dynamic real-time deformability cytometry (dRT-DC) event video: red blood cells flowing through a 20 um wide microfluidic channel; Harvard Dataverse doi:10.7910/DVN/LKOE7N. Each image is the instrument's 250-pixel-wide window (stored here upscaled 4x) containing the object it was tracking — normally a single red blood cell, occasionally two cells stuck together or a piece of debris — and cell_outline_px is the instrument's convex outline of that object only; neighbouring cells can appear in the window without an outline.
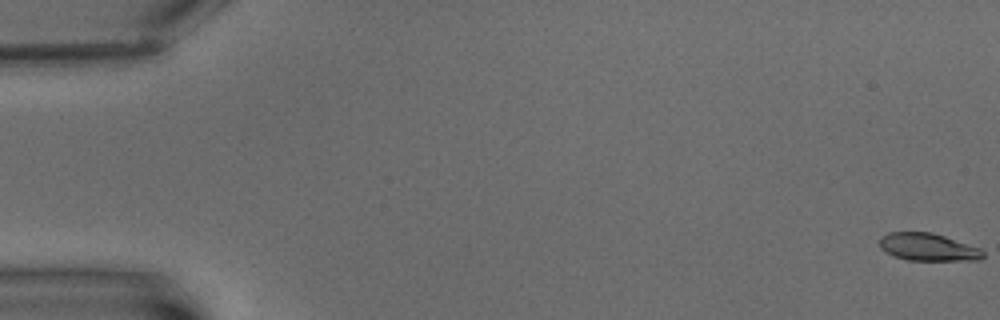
{"species": "common noctule bat (a hibernating species)", "species_latin": "Nyctalus noctula", "temperature_condition": "warm", "stored_images_in_passage": 8, "camera_frame_rate_fps": 3000, "um_per_image_px": 0.085, "animal": {"sex": "male", "body_mass_g": 15.6}, "frame": {"image": 1, "passage_image": 1, "time_ms": 0.0, "image_size_px": [1000, 320], "cell_outline_px": [[984, 256], [980, 260], [908, 260], [884, 252], [880, 248], [880, 236], [888, 232], [932, 232], [980, 248], [984, 252]], "centroid_in_image_um": [78.86, 21.0], "position_along_channel_um": 6.1, "area_um2": 16.59}}
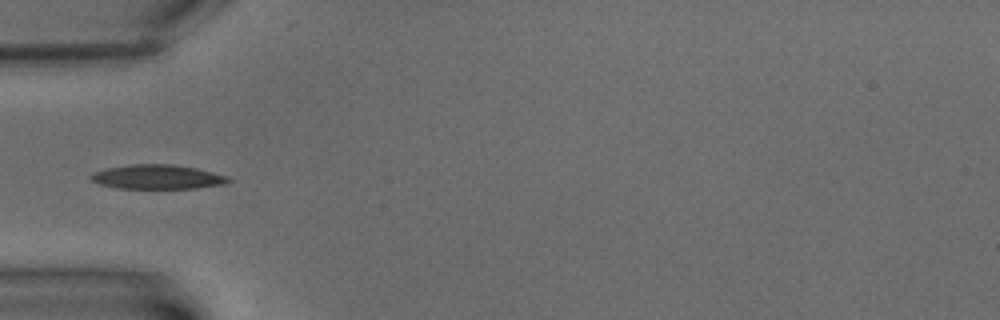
{"frame": {"image": 2, "passage_image": 7, "time_ms": 7.333, "image_size_px": [1000, 320], "cell_outline_px": [[232, 180], [224, 184], [196, 188], [116, 188], [100, 184], [92, 180], [88, 176], [104, 168], [132, 164], [172, 164], [196, 168], [228, 176]], "centroid_in_image_um": [13.38, 15.03], "position_along_channel_um": 71.6, "area_um2": 19.42}}
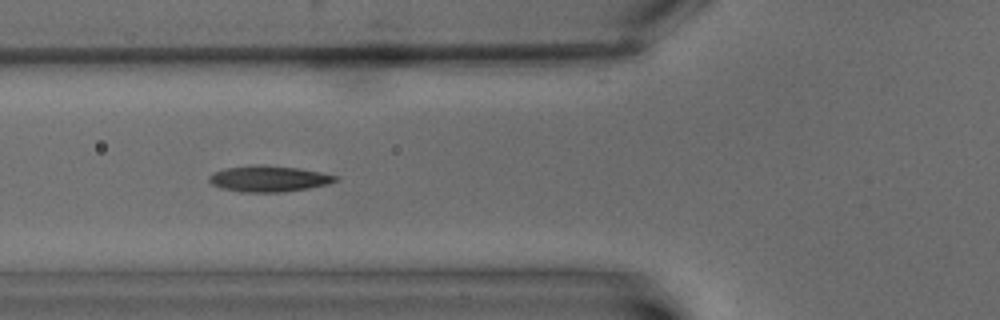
{"frame": {"image": 3, "passage_image": 8, "time_ms": 8.333, "image_size_px": [1000, 320], "cell_outline_px": [[340, 180], [328, 184], [308, 188], [280, 192], [240, 192], [224, 188], [212, 184], [208, 180], [208, 176], [216, 172], [228, 168], [256, 164], [264, 164], [300, 168], [340, 176]], "centroid_in_image_um": [22.91, 15.18], "position_along_channel_um": 102.9, "area_um2": 19.19}}